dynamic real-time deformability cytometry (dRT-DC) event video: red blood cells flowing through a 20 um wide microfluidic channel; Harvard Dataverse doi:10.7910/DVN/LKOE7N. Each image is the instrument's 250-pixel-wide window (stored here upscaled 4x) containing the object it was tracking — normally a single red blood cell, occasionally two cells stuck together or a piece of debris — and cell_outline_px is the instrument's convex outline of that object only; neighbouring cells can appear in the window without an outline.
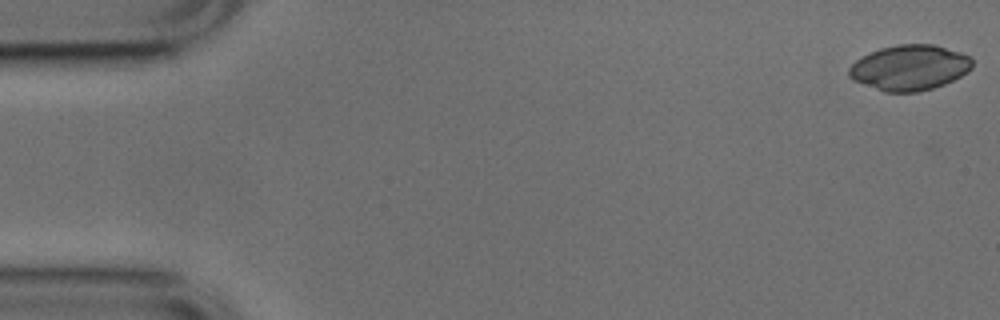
{"species": "common noctule bat (a hibernating species)", "species_latin": "Nyctalus noctula", "temperature_condition": "cold", "stored_images_in_passage": 3, "camera_frame_rate_fps": 3000, "um_per_image_px": 0.085, "animal": {"sex": "male", "body_mass_g": 17.9, "forearm_length_mm": 54.2}, "frame": {"image": 1, "passage_image": 1, "time_ms": 0.0, "image_size_px": [1000, 320], "cell_outline_px": [[972, 68], [968, 72], [944, 84], [932, 88], [916, 92], [884, 92], [852, 80], [848, 76], [848, 68], [856, 60], [880, 48], [900, 44], [936, 44], [972, 56]], "centroid_in_image_um": [77.32, 5.74], "position_along_channel_um": 7.7, "area_um2": 32.66}}